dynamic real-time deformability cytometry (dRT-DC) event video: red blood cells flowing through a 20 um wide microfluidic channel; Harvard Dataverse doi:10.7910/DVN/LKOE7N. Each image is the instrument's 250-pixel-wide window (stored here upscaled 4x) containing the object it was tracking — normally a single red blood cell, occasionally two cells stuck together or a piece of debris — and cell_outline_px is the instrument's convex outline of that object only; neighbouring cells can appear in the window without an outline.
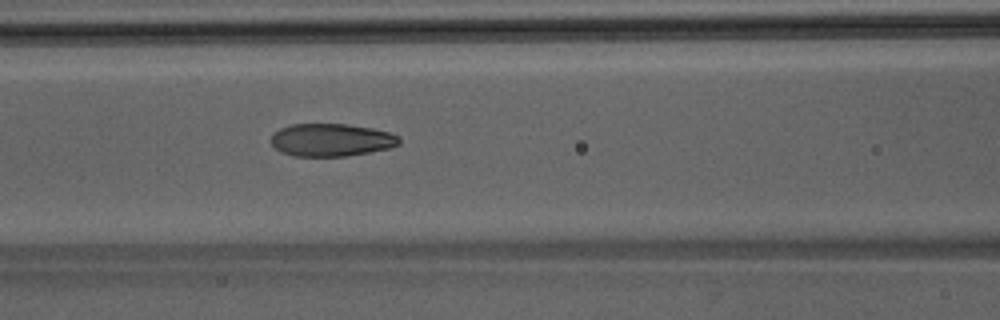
{"species": "Egyptian fruit bat (a non-hibernating species)", "species_latin": "Rousettus aegyptiacus", "temperature_condition": "room temperature", "stored_images_in_passage": 34, "camera_frame_rate_fps": 3000, "um_per_image_px": 0.085, "animal": {"sex": "male"}, "frame": {"image": 1, "passage_image": 6, "time_ms": 1.667, "image_size_px": [1000, 320], "cell_outline_px": [[400, 144], [388, 148], [368, 152], [344, 156], [292, 156], [280, 152], [272, 144], [272, 136], [280, 128], [292, 124], [348, 124], [372, 128], [388, 132], [400, 136]], "centroid_in_image_um": [28.16, 11.89], "position_along_channel_um": 138.4, "area_um2": 24.33}}
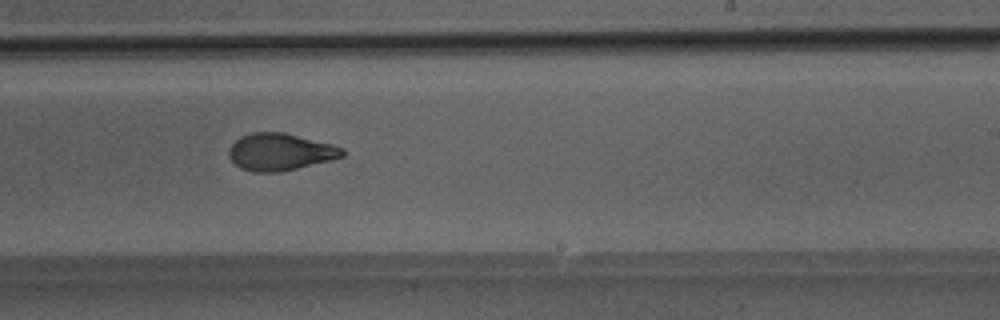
{"frame": {"image": 2, "passage_image": 15, "time_ms": 4.667, "image_size_px": [1000, 320], "cell_outline_px": [[344, 156], [332, 160], [280, 172], [252, 172], [240, 168], [228, 156], [228, 148], [240, 136], [252, 132], [284, 132], [332, 144], [344, 148]], "centroid_in_image_um": [23.8, 12.91], "position_along_channel_um": 265.2, "area_um2": 24.68}}
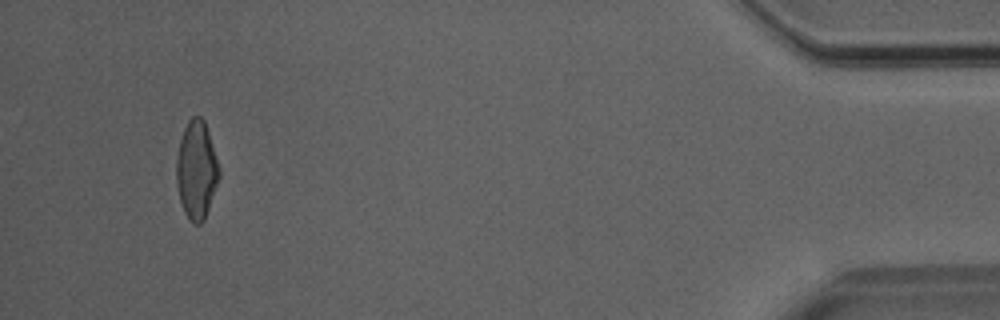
{"frame": {"image": 3, "passage_image": 31, "time_ms": 10.0, "image_size_px": [1000, 320], "cell_outline_px": [[220, 176], [204, 220], [200, 224], [196, 224], [188, 220], [184, 212], [180, 200], [176, 184], [176, 156], [180, 140], [184, 128], [188, 120], [192, 116], [200, 116], [204, 120], [208, 132], [220, 172]], "centroid_in_image_um": [16.68, 14.46], "position_along_channel_um": 418.5, "area_um2": 24.28}}